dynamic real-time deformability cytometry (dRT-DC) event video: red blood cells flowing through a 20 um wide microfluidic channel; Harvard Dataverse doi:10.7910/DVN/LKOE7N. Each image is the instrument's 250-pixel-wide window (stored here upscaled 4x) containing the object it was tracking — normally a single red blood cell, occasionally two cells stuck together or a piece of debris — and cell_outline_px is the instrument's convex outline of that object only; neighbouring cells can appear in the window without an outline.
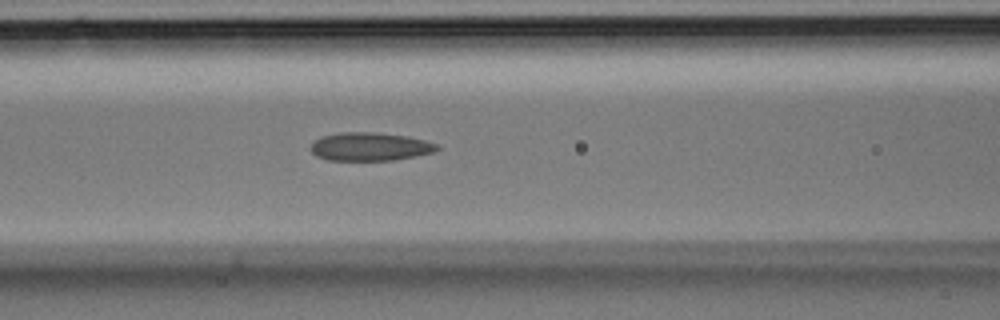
{"species": "Egyptian fruit bat (a non-hibernating species)", "species_latin": "Rousettus aegyptiacus", "temperature_condition": "room temperature", "stored_images_in_passage": 23, "camera_frame_rate_fps": 3000, "um_per_image_px": 0.085, "animal": {"sex": "male"}, "frame": {"image": 1, "passage_image": 5, "time_ms": 1.333, "image_size_px": [1000, 320], "cell_outline_px": [[440, 148], [432, 152], [392, 160], [328, 160], [316, 156], [312, 152], [312, 144], [316, 140], [324, 136], [340, 132], [376, 132], [408, 136], [440, 144]], "centroid_in_image_um": [31.47, 12.45], "position_along_channel_um": 135.1, "area_um2": 20.63}}
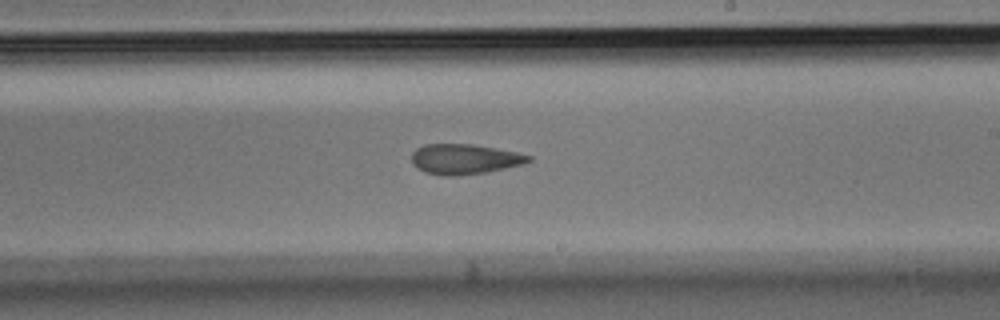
{"frame": {"image": 2, "passage_image": 11, "time_ms": 3.333, "image_size_px": [1000, 320], "cell_outline_px": [[532, 160], [524, 164], [488, 172], [456, 176], [448, 176], [424, 172], [416, 168], [412, 164], [412, 152], [416, 148], [424, 144], [472, 144], [496, 148], [516, 152], [532, 156]], "centroid_in_image_um": [39.48, 13.53], "position_along_channel_um": 249.5, "area_um2": 20.75}}
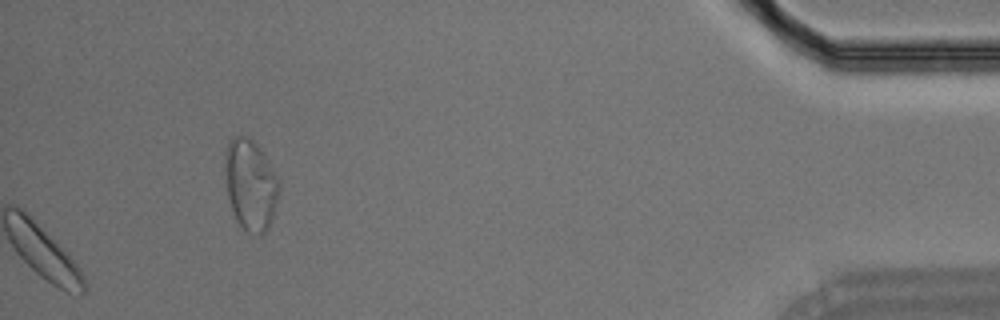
{"frame": {"image": 3, "passage_image": 23, "time_ms": 7.333, "image_size_px": [1000, 320], "cell_outline_px": [[280, 188], [272, 220], [268, 228], [264, 232], [248, 232], [236, 220], [228, 196], [224, 160], [224, 152], [228, 140], [236, 136], [248, 136], [256, 144], [280, 180]], "centroid_in_image_um": [21.29, 15.67], "position_along_channel_um": 413.9, "area_um2": 28.32}}